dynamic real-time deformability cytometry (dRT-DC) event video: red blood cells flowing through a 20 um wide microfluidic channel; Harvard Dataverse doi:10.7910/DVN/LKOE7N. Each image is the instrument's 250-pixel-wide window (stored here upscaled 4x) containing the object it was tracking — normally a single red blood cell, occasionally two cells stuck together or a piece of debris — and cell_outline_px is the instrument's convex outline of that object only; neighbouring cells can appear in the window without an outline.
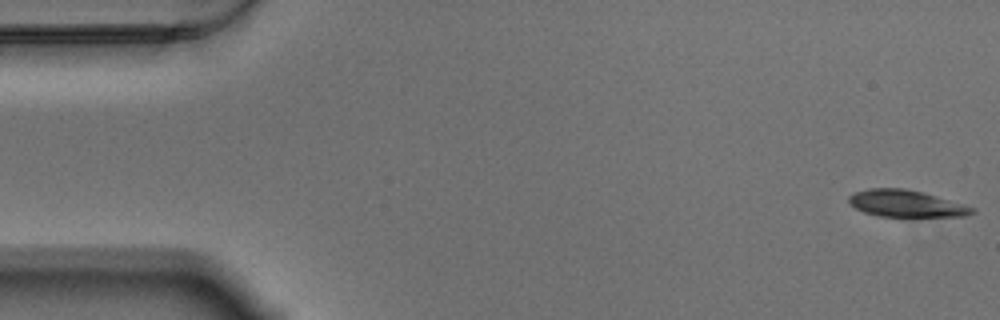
{"species": "Egyptian fruit bat (a non-hibernating species)", "species_latin": "Rousettus aegyptiacus", "temperature_condition": "warm", "stored_images_in_passage": 57, "camera_frame_rate_fps": 3000, "um_per_image_px": 0.085, "animal": {"sex": "male"}, "frame": {"image": 1, "passage_image": 1, "time_ms": 0.0, "image_size_px": [1000, 320], "cell_outline_px": [[976, 212], [964, 216], [880, 216], [864, 212], [848, 204], [848, 196], [856, 192], [868, 188], [904, 188], [924, 192], [976, 208]], "centroid_in_image_um": [77.01, 17.29], "position_along_channel_um": 8.0, "area_um2": 19.25}}
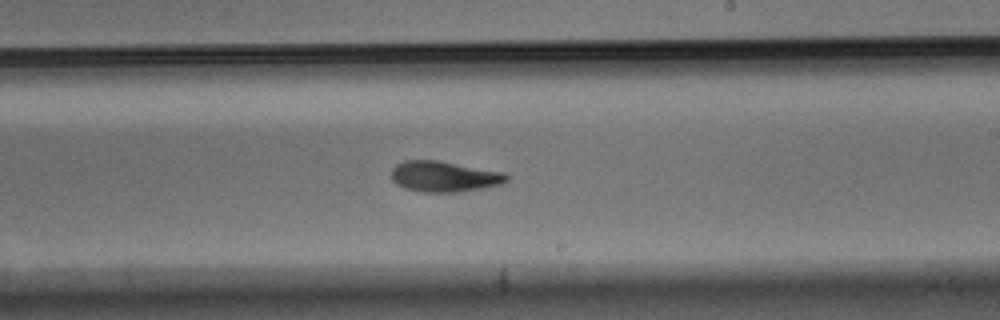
{"frame": {"image": 2, "passage_image": 33, "time_ms": 10.667, "image_size_px": [1000, 320], "cell_outline_px": [[508, 180], [500, 184], [460, 192], [420, 192], [404, 188], [396, 184], [392, 180], [392, 168], [396, 164], [404, 160], [440, 160], [504, 172], [508, 176]], "centroid_in_image_um": [37.72, 14.99], "position_along_channel_um": 251.3, "area_um2": 20.75}}
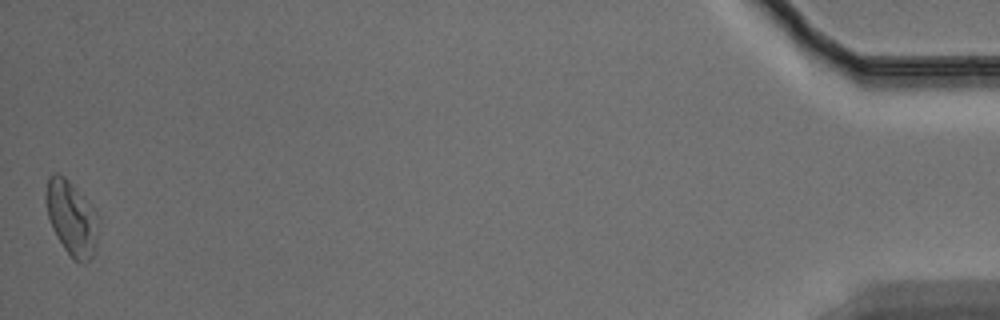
{"frame": {"image": 3, "passage_image": 57, "time_ms": 18.667, "image_size_px": [1000, 320], "cell_outline_px": [[100, 216], [96, 244], [92, 256], [88, 260], [72, 260], [56, 236], [52, 228], [48, 216], [44, 200], [44, 192], [48, 176], [52, 172], [56, 172], [64, 176], [72, 184]], "centroid_in_image_um": [6.05, 18.49], "position_along_channel_um": 429.1, "area_um2": 22.95}, "authors_computed_cell_mechanics": {"area_um2": 20.4034, "velocity_mm_per_s": 3.4586, "shape_relaxation_time_tau1_ms": 4.8942, "shape_relaxation_time_tau2_ms": 5.7555, "deformation_change_tau1": 0.1503, "deformation_change_tau2": 0.1287}}